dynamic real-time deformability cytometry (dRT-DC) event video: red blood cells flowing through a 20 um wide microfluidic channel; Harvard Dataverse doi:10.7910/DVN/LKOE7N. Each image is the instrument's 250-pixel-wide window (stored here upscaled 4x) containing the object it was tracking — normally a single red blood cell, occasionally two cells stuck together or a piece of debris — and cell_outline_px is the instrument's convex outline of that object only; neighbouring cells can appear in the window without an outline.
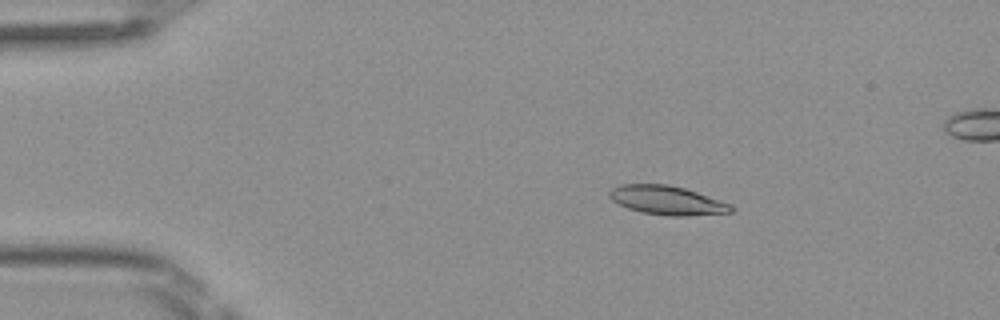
{"species": "Egyptian fruit bat (a non-hibernating species)", "species_latin": "Rousettus aegyptiacus", "temperature_condition": "room temperature", "stored_images_in_passage": 50, "segment_of_instrument_passage": [1, 2], "camera_frame_rate_fps": 3000, "um_per_image_px": 0.085, "frame": {"image": 1, "passage_image": 8, "time_ms": 2.333, "image_size_px": [1000, 320], "cell_outline_px": [[736, 208], [732, 212], [688, 216], [668, 216], [640, 212], [616, 204], [608, 196], [608, 192], [612, 188], [620, 184], [668, 184], [684, 188], [732, 204]], "centroid_in_image_um": [56.68, 17.03], "position_along_channel_um": 28.3, "area_um2": 20.75}}
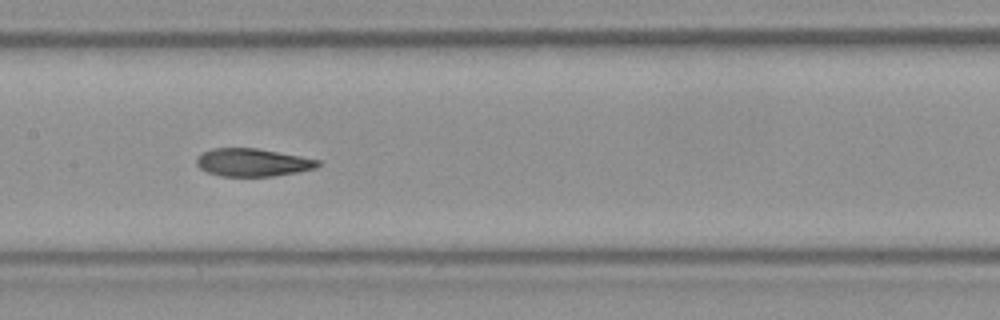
{"frame": {"image": 2, "passage_image": 24, "time_ms": 7.667, "image_size_px": [1000, 320], "cell_outline_px": [[320, 164], [316, 168], [296, 172], [272, 176], [220, 176], [208, 172], [200, 168], [196, 164], [196, 156], [212, 148], [256, 148], [300, 156], [320, 160]], "centroid_in_image_um": [21.45, 13.8], "position_along_channel_um": 186.0, "area_um2": 19.59}}
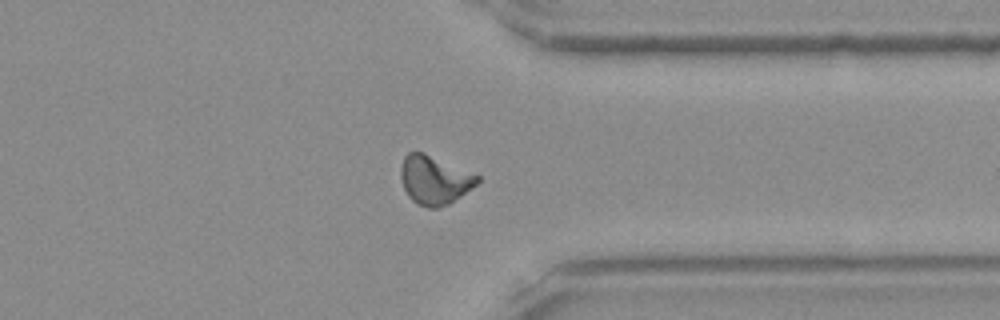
{"frame": {"image": 3, "passage_image": 38, "time_ms": 12.333, "image_size_px": [1000, 320], "cell_outline_px": [[480, 180], [472, 188], [448, 204], [436, 208], [428, 208], [416, 204], [408, 196], [404, 188], [400, 176], [400, 168], [404, 156], [408, 152], [424, 152], [480, 176]], "centroid_in_image_um": [36.9, 15.29], "position_along_channel_um": 374.5, "area_um2": 21.68}}